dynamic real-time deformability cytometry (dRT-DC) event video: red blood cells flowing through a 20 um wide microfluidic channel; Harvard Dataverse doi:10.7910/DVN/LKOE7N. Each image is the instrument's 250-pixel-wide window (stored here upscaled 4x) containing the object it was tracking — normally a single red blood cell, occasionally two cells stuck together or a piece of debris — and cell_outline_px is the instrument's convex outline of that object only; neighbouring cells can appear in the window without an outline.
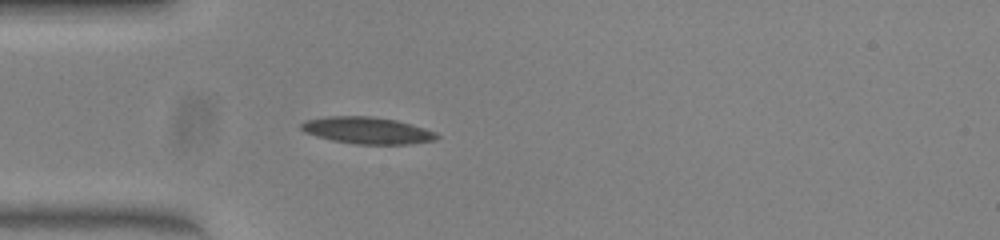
{"species": "common noctule bat (a hibernating species)", "species_latin": "Nyctalus noctula", "temperature_condition": "warm", "stored_images_in_passage": 37, "camera_frame_rate_fps": 3000, "um_per_image_px": 0.085, "animal": {"sex": "female", "body_mass_g": 23.0, "forearm_length_mm": 53.4}, "frame": {"image": 1, "passage_image": 1, "time_ms": 0.0, "image_size_px": [1000, 240], "cell_outline_px": [[440, 136], [432, 140], [408, 144], [356, 144], [332, 140], [316, 136], [304, 132], [300, 128], [300, 124], [304, 120], [328, 116], [368, 116], [396, 120], [424, 128], [436, 132]], "centroid_in_image_um": [31.16, 11.08], "position_along_channel_um": 53.8, "area_um2": 21.04}}
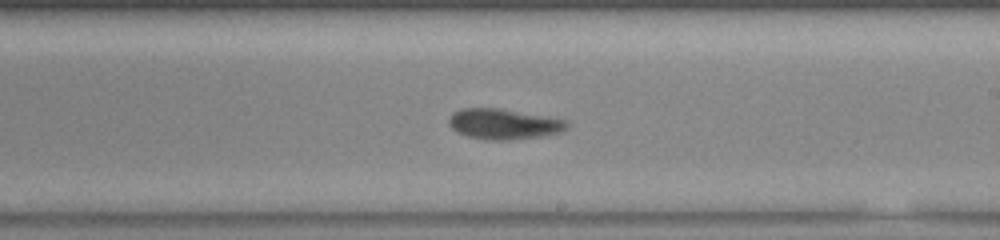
{"frame": {"image": 2, "passage_image": 16, "time_ms": 5.0, "image_size_px": [1000, 240], "cell_outline_px": [[568, 128], [560, 132], [540, 136], [508, 140], [492, 140], [468, 136], [452, 128], [448, 124], [448, 120], [452, 112], [464, 108], [500, 108], [564, 120], [568, 124]], "centroid_in_image_um": [42.78, 10.53], "position_along_channel_um": 246.2, "area_um2": 20.58}}
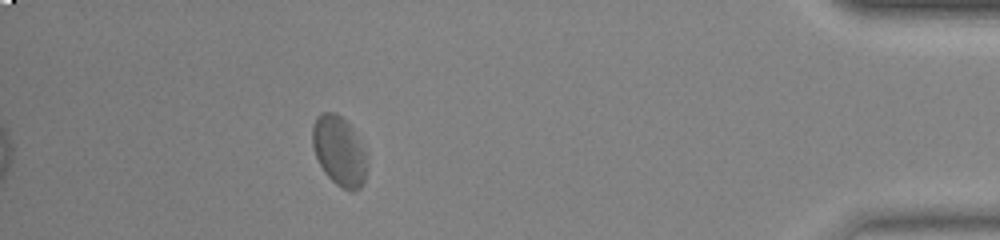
{"frame": {"image": 3, "passage_image": 32, "time_ms": 10.333, "image_size_px": [1000, 240], "cell_outline_px": [[368, 168], [364, 184], [356, 192], [352, 192], [336, 184], [324, 172], [316, 156], [312, 144], [312, 124], [316, 116], [320, 112], [336, 112], [352, 128], [364, 148], [368, 156]], "centroid_in_image_um": [28.86, 12.85], "position_along_channel_um": 406.3, "area_um2": 22.54}, "authors_computed_cell_mechanics": {"area_um2": 20.9236, "velocity_mm_per_s": 3.994, "shape_relaxation_time_tau1_ms": null, "shape_relaxation_time_tau2_ms": 2.011, "deformation_change_tau1": null, "deformation_change_tau2": 0.0713}}